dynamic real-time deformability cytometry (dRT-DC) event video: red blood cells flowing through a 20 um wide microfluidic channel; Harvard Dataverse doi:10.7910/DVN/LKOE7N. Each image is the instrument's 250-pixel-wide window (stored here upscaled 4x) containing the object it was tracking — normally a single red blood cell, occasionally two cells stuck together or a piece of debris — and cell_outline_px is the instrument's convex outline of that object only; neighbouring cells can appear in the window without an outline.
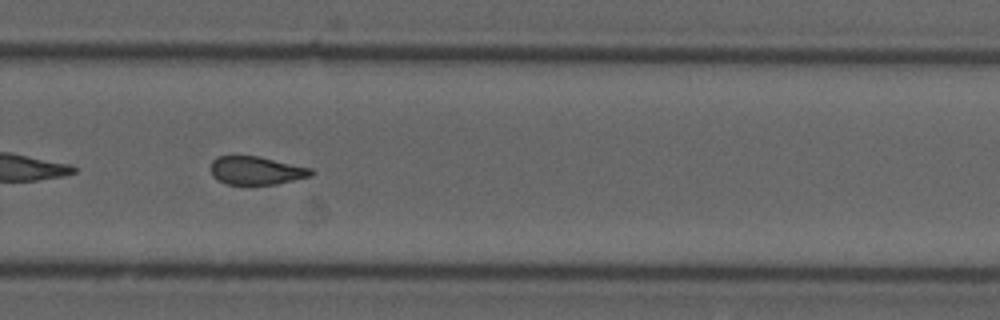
{"species": "common noctule bat (a hibernating species)", "species_latin": "Nyctalus noctula", "temperature_condition": "cold", "stored_images_in_passage": 34, "camera_frame_rate_fps": 3000, "um_per_image_px": 0.085, "animal": {"sex": "male", "forearm_length_mm": 52.5}, "frame": {"image": 1, "passage_image": 22, "time_ms": 7.0, "image_size_px": [1000, 320], "cell_outline_px": [[316, 172], [312, 176], [276, 184], [224, 184], [216, 180], [212, 176], [212, 160], [216, 156], [232, 152], [260, 156], [312, 168]], "centroid_in_image_um": [21.74, 14.44], "position_along_channel_um": 308.1, "area_um2": 17.34}, "authors_computed_cell_mechanics": {"area_um2": 17.4556, "velocity_mm_per_s": 3.7397, "shape_relaxation_time_tau1_ms": 4.4144, "shape_relaxation_time_tau2_ms": 3.3089, "deformation_change_tau1": null, "deformation_change_tau2": 0.109}}